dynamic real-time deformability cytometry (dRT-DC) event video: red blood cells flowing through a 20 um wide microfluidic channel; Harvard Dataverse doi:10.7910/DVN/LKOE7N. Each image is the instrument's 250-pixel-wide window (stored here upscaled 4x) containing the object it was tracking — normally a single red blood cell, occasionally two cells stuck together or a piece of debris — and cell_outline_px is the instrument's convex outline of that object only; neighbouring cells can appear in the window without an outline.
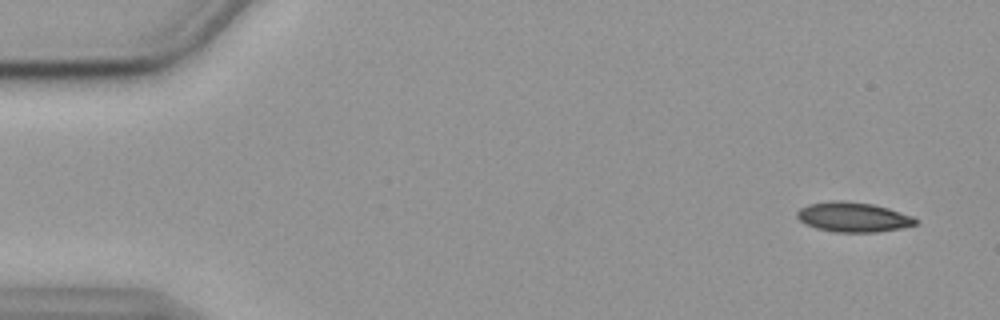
{"species": "common noctule bat (a hibernating species)", "species_latin": "Nyctalus noctula", "temperature_condition": "cold", "stored_images_in_passage": 12, "camera_frame_rate_fps": 3000, "um_per_image_px": 0.085, "animal": {"sex": "female", "body_mass_g": 19.9}, "frame": {"image": 1, "passage_image": 3, "time_ms": 0.667, "image_size_px": [1000, 320], "cell_outline_px": [[916, 224], [900, 228], [876, 232], [836, 232], [816, 228], [800, 220], [796, 216], [796, 212], [800, 208], [808, 204], [832, 200], [840, 200], [872, 204], [888, 208], [912, 216], [916, 220]], "centroid_in_image_um": [72.49, 18.44], "position_along_channel_um": 12.5, "area_um2": 20.35}}